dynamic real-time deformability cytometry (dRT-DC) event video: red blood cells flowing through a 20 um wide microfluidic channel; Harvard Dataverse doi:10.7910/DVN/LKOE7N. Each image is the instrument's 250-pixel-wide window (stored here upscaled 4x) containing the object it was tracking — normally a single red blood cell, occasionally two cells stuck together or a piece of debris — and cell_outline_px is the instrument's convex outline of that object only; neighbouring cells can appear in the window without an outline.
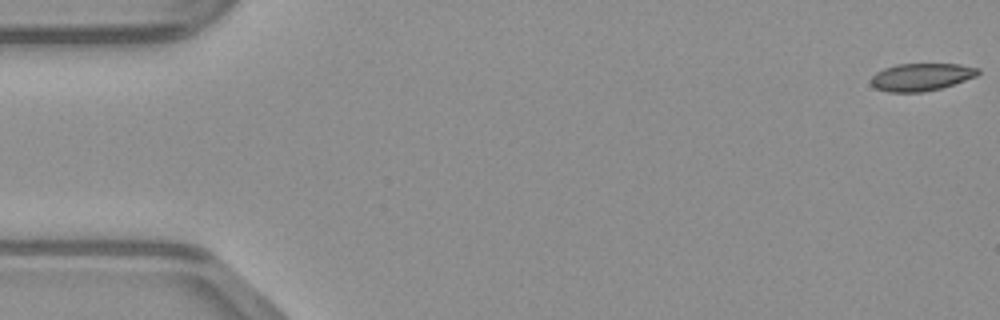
{"species": "common noctule bat (a hibernating species)", "species_latin": "Nyctalus noctula", "temperature_condition": "warm", "stored_images_in_passage": 49, "camera_frame_rate_fps": 3000, "um_per_image_px": 0.085, "animal": {"sex": "male", "body_mass_g": 23.1, "forearm_length_mm": 52.7}, "frame": {"image": 1, "passage_image": 1, "time_ms": 0.0, "image_size_px": [1000, 320], "cell_outline_px": [[980, 72], [976, 76], [940, 88], [924, 92], [888, 92], [876, 88], [872, 84], [872, 76], [876, 72], [884, 68], [896, 64], [960, 64], [980, 68]], "centroid_in_image_um": [78.31, 6.53], "position_along_channel_um": 6.7, "area_um2": 17.05}}
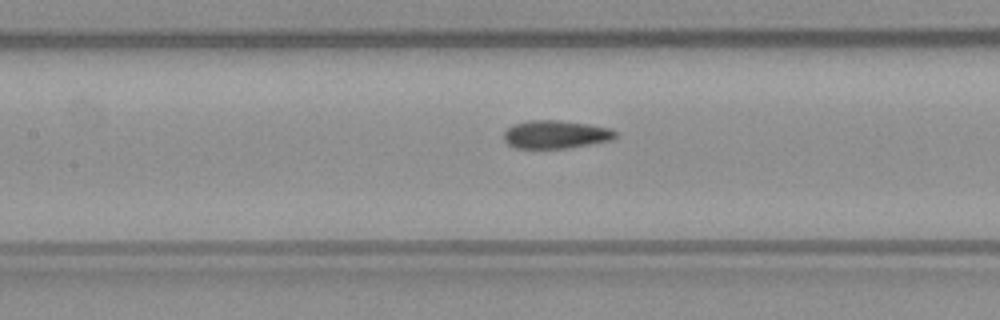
{"frame": {"image": 2, "passage_image": 22, "time_ms": 7.0, "image_size_px": [1000, 320], "cell_outline_px": [[620, 136], [612, 140], [592, 144], [568, 148], [516, 148], [508, 144], [504, 140], [504, 132], [512, 124], [528, 120], [560, 120], [588, 124], [612, 128], [620, 132]], "centroid_in_image_um": [47.3, 11.42], "position_along_channel_um": 160.1, "area_um2": 18.67}}
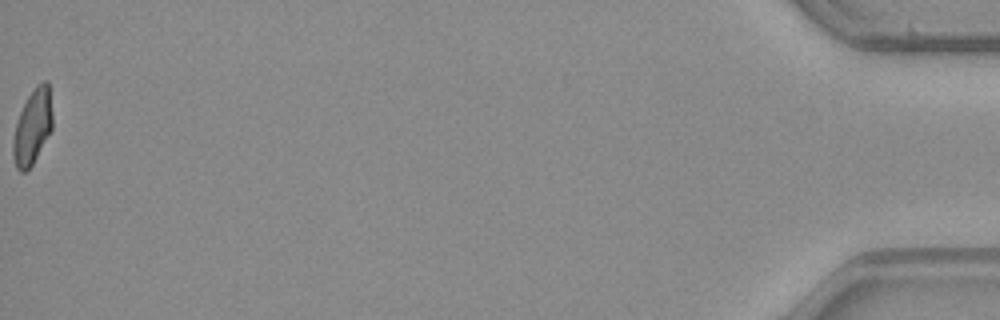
{"frame": {"image": 3, "passage_image": 49, "time_ms": 16.0, "image_size_px": [1000, 320], "cell_outline_px": [[52, 128], [32, 164], [24, 172], [20, 172], [16, 168], [12, 156], [12, 140], [16, 124], [20, 112], [28, 96], [36, 84], [44, 80], [48, 80], [52, 112]], "centroid_in_image_um": [2.75, 10.76], "position_along_channel_um": 432.5, "area_um2": 17.11}}